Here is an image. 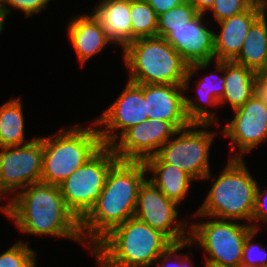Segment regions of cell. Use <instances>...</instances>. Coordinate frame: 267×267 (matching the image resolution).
I'll return each mask as SVG.
<instances>
[{
	"instance_id": "obj_1",
	"label": "cell",
	"mask_w": 267,
	"mask_h": 267,
	"mask_svg": "<svg viewBox=\"0 0 267 267\" xmlns=\"http://www.w3.org/2000/svg\"><path fill=\"white\" fill-rule=\"evenodd\" d=\"M146 173L143 161L118 160L111 167L98 200L80 221L85 245L90 242L88 247L93 248L113 228L134 217Z\"/></svg>"
},
{
	"instance_id": "obj_2",
	"label": "cell",
	"mask_w": 267,
	"mask_h": 267,
	"mask_svg": "<svg viewBox=\"0 0 267 267\" xmlns=\"http://www.w3.org/2000/svg\"><path fill=\"white\" fill-rule=\"evenodd\" d=\"M18 192L0 210L21 232L66 237L87 246L81 237L80 222L66 207L59 186L39 180Z\"/></svg>"
},
{
	"instance_id": "obj_3",
	"label": "cell",
	"mask_w": 267,
	"mask_h": 267,
	"mask_svg": "<svg viewBox=\"0 0 267 267\" xmlns=\"http://www.w3.org/2000/svg\"><path fill=\"white\" fill-rule=\"evenodd\" d=\"M173 243L136 217L113 228L93 248L99 267H149Z\"/></svg>"
},
{
	"instance_id": "obj_4",
	"label": "cell",
	"mask_w": 267,
	"mask_h": 267,
	"mask_svg": "<svg viewBox=\"0 0 267 267\" xmlns=\"http://www.w3.org/2000/svg\"><path fill=\"white\" fill-rule=\"evenodd\" d=\"M257 186L243 158L229 159L194 216L252 223Z\"/></svg>"
},
{
	"instance_id": "obj_5",
	"label": "cell",
	"mask_w": 267,
	"mask_h": 267,
	"mask_svg": "<svg viewBox=\"0 0 267 267\" xmlns=\"http://www.w3.org/2000/svg\"><path fill=\"white\" fill-rule=\"evenodd\" d=\"M128 81L136 84L184 85L189 65L159 36L138 38L124 49Z\"/></svg>"
},
{
	"instance_id": "obj_6",
	"label": "cell",
	"mask_w": 267,
	"mask_h": 267,
	"mask_svg": "<svg viewBox=\"0 0 267 267\" xmlns=\"http://www.w3.org/2000/svg\"><path fill=\"white\" fill-rule=\"evenodd\" d=\"M92 124L88 128L68 127L57 136L43 137L41 180L59 186L104 146L96 123Z\"/></svg>"
},
{
	"instance_id": "obj_7",
	"label": "cell",
	"mask_w": 267,
	"mask_h": 267,
	"mask_svg": "<svg viewBox=\"0 0 267 267\" xmlns=\"http://www.w3.org/2000/svg\"><path fill=\"white\" fill-rule=\"evenodd\" d=\"M208 219L194 223L188 232L189 241L193 245L199 244L207 253L205 266L241 267L245 239L253 230H259L257 224H240L238 221L217 218L210 220V216Z\"/></svg>"
},
{
	"instance_id": "obj_8",
	"label": "cell",
	"mask_w": 267,
	"mask_h": 267,
	"mask_svg": "<svg viewBox=\"0 0 267 267\" xmlns=\"http://www.w3.org/2000/svg\"><path fill=\"white\" fill-rule=\"evenodd\" d=\"M118 160L112 147L104 145L59 185L66 207L79 222L98 200L107 175Z\"/></svg>"
},
{
	"instance_id": "obj_9",
	"label": "cell",
	"mask_w": 267,
	"mask_h": 267,
	"mask_svg": "<svg viewBox=\"0 0 267 267\" xmlns=\"http://www.w3.org/2000/svg\"><path fill=\"white\" fill-rule=\"evenodd\" d=\"M184 85L143 84L148 119L169 122L176 130L195 124H213L214 112L184 96Z\"/></svg>"
},
{
	"instance_id": "obj_10",
	"label": "cell",
	"mask_w": 267,
	"mask_h": 267,
	"mask_svg": "<svg viewBox=\"0 0 267 267\" xmlns=\"http://www.w3.org/2000/svg\"><path fill=\"white\" fill-rule=\"evenodd\" d=\"M212 124H195L177 130L175 139L168 140L156 153L165 163L175 165L194 180L211 178L209 152L215 132L195 129Z\"/></svg>"
},
{
	"instance_id": "obj_11",
	"label": "cell",
	"mask_w": 267,
	"mask_h": 267,
	"mask_svg": "<svg viewBox=\"0 0 267 267\" xmlns=\"http://www.w3.org/2000/svg\"><path fill=\"white\" fill-rule=\"evenodd\" d=\"M43 137L25 145L0 148V201L9 194L41 180Z\"/></svg>"
},
{
	"instance_id": "obj_12",
	"label": "cell",
	"mask_w": 267,
	"mask_h": 267,
	"mask_svg": "<svg viewBox=\"0 0 267 267\" xmlns=\"http://www.w3.org/2000/svg\"><path fill=\"white\" fill-rule=\"evenodd\" d=\"M177 207L179 205L175 201L167 198L149 179H146L139 189L134 217L160 231L173 244H180L189 240L185 232L188 222L176 221L179 214Z\"/></svg>"
},
{
	"instance_id": "obj_13",
	"label": "cell",
	"mask_w": 267,
	"mask_h": 267,
	"mask_svg": "<svg viewBox=\"0 0 267 267\" xmlns=\"http://www.w3.org/2000/svg\"><path fill=\"white\" fill-rule=\"evenodd\" d=\"M204 14L173 30L164 38L189 65L184 89L189 88V80L199 69H205L215 61L214 32L204 26ZM211 62V63H210Z\"/></svg>"
},
{
	"instance_id": "obj_14",
	"label": "cell",
	"mask_w": 267,
	"mask_h": 267,
	"mask_svg": "<svg viewBox=\"0 0 267 267\" xmlns=\"http://www.w3.org/2000/svg\"><path fill=\"white\" fill-rule=\"evenodd\" d=\"M148 120L143 84L128 81L120 96L95 119L103 145L111 146L130 127ZM100 126L105 129H101ZM100 128V129H99ZM120 129V133L116 130Z\"/></svg>"
},
{
	"instance_id": "obj_15",
	"label": "cell",
	"mask_w": 267,
	"mask_h": 267,
	"mask_svg": "<svg viewBox=\"0 0 267 267\" xmlns=\"http://www.w3.org/2000/svg\"><path fill=\"white\" fill-rule=\"evenodd\" d=\"M233 112V120L221 132L232 140L231 151L238 148V154L231 156V159H242L244 153L267 141V106L256 92L242 107Z\"/></svg>"
},
{
	"instance_id": "obj_16",
	"label": "cell",
	"mask_w": 267,
	"mask_h": 267,
	"mask_svg": "<svg viewBox=\"0 0 267 267\" xmlns=\"http://www.w3.org/2000/svg\"><path fill=\"white\" fill-rule=\"evenodd\" d=\"M176 131L167 121L148 119L126 130L111 147L119 160L144 162L156 155Z\"/></svg>"
},
{
	"instance_id": "obj_17",
	"label": "cell",
	"mask_w": 267,
	"mask_h": 267,
	"mask_svg": "<svg viewBox=\"0 0 267 267\" xmlns=\"http://www.w3.org/2000/svg\"><path fill=\"white\" fill-rule=\"evenodd\" d=\"M262 14V9L252 6L219 21L220 33H214L215 61H233L241 52L250 27Z\"/></svg>"
},
{
	"instance_id": "obj_18",
	"label": "cell",
	"mask_w": 267,
	"mask_h": 267,
	"mask_svg": "<svg viewBox=\"0 0 267 267\" xmlns=\"http://www.w3.org/2000/svg\"><path fill=\"white\" fill-rule=\"evenodd\" d=\"M67 31L82 67L90 57L100 52L106 44L112 43L93 14L77 15L70 20Z\"/></svg>"
},
{
	"instance_id": "obj_19",
	"label": "cell",
	"mask_w": 267,
	"mask_h": 267,
	"mask_svg": "<svg viewBox=\"0 0 267 267\" xmlns=\"http://www.w3.org/2000/svg\"><path fill=\"white\" fill-rule=\"evenodd\" d=\"M94 9L92 14L112 43L124 49L132 42L130 0H103Z\"/></svg>"
},
{
	"instance_id": "obj_20",
	"label": "cell",
	"mask_w": 267,
	"mask_h": 267,
	"mask_svg": "<svg viewBox=\"0 0 267 267\" xmlns=\"http://www.w3.org/2000/svg\"><path fill=\"white\" fill-rule=\"evenodd\" d=\"M147 172H152L149 180L169 199L180 205L194 179L175 165L163 162L157 155L144 161Z\"/></svg>"
},
{
	"instance_id": "obj_21",
	"label": "cell",
	"mask_w": 267,
	"mask_h": 267,
	"mask_svg": "<svg viewBox=\"0 0 267 267\" xmlns=\"http://www.w3.org/2000/svg\"><path fill=\"white\" fill-rule=\"evenodd\" d=\"M224 93L219 104L228 102L232 110L242 107L255 93L257 73L234 61H224Z\"/></svg>"
},
{
	"instance_id": "obj_22",
	"label": "cell",
	"mask_w": 267,
	"mask_h": 267,
	"mask_svg": "<svg viewBox=\"0 0 267 267\" xmlns=\"http://www.w3.org/2000/svg\"><path fill=\"white\" fill-rule=\"evenodd\" d=\"M267 16L263 13L250 27L234 62L258 73L267 65Z\"/></svg>"
},
{
	"instance_id": "obj_23",
	"label": "cell",
	"mask_w": 267,
	"mask_h": 267,
	"mask_svg": "<svg viewBox=\"0 0 267 267\" xmlns=\"http://www.w3.org/2000/svg\"><path fill=\"white\" fill-rule=\"evenodd\" d=\"M20 98L12 99L0 107V148L25 145L24 116Z\"/></svg>"
},
{
	"instance_id": "obj_24",
	"label": "cell",
	"mask_w": 267,
	"mask_h": 267,
	"mask_svg": "<svg viewBox=\"0 0 267 267\" xmlns=\"http://www.w3.org/2000/svg\"><path fill=\"white\" fill-rule=\"evenodd\" d=\"M130 18L132 41L156 36L158 16L146 0H130Z\"/></svg>"
},
{
	"instance_id": "obj_25",
	"label": "cell",
	"mask_w": 267,
	"mask_h": 267,
	"mask_svg": "<svg viewBox=\"0 0 267 267\" xmlns=\"http://www.w3.org/2000/svg\"><path fill=\"white\" fill-rule=\"evenodd\" d=\"M198 14L195 7L184 1L158 16L156 36L165 38L173 28L185 25V23L195 18Z\"/></svg>"
},
{
	"instance_id": "obj_26",
	"label": "cell",
	"mask_w": 267,
	"mask_h": 267,
	"mask_svg": "<svg viewBox=\"0 0 267 267\" xmlns=\"http://www.w3.org/2000/svg\"><path fill=\"white\" fill-rule=\"evenodd\" d=\"M216 66L220 72L222 71L223 76L219 74L215 76L214 73H211L210 75L204 77V79H200L198 81L199 83L197 84L198 85L197 91H198L199 97L193 98L195 100L199 99L198 101L200 102L203 101V103H207L208 105H211V106H216L217 104H219V101L221 97L223 96L224 89H225L224 87V84H225L224 61L216 60ZM216 77L218 78L217 80H216Z\"/></svg>"
},
{
	"instance_id": "obj_27",
	"label": "cell",
	"mask_w": 267,
	"mask_h": 267,
	"mask_svg": "<svg viewBox=\"0 0 267 267\" xmlns=\"http://www.w3.org/2000/svg\"><path fill=\"white\" fill-rule=\"evenodd\" d=\"M36 256L27 243L19 241L0 255V267H36Z\"/></svg>"
},
{
	"instance_id": "obj_28",
	"label": "cell",
	"mask_w": 267,
	"mask_h": 267,
	"mask_svg": "<svg viewBox=\"0 0 267 267\" xmlns=\"http://www.w3.org/2000/svg\"><path fill=\"white\" fill-rule=\"evenodd\" d=\"M257 232L253 230L245 239L241 267H263L267 265L265 247L252 242Z\"/></svg>"
},
{
	"instance_id": "obj_29",
	"label": "cell",
	"mask_w": 267,
	"mask_h": 267,
	"mask_svg": "<svg viewBox=\"0 0 267 267\" xmlns=\"http://www.w3.org/2000/svg\"><path fill=\"white\" fill-rule=\"evenodd\" d=\"M252 5L247 0H214L210 11L217 22L247 11Z\"/></svg>"
},
{
	"instance_id": "obj_30",
	"label": "cell",
	"mask_w": 267,
	"mask_h": 267,
	"mask_svg": "<svg viewBox=\"0 0 267 267\" xmlns=\"http://www.w3.org/2000/svg\"><path fill=\"white\" fill-rule=\"evenodd\" d=\"M192 245V242L189 240L180 244H173L156 260L155 263L157 264V267H195L188 255L183 256L185 257H182L183 260L178 258L182 253L177 255L178 251L187 246L191 247ZM171 256H173V258H171Z\"/></svg>"
},
{
	"instance_id": "obj_31",
	"label": "cell",
	"mask_w": 267,
	"mask_h": 267,
	"mask_svg": "<svg viewBox=\"0 0 267 267\" xmlns=\"http://www.w3.org/2000/svg\"><path fill=\"white\" fill-rule=\"evenodd\" d=\"M50 0H4L3 2V14L5 18L11 13L7 6L17 8L25 13L26 17L39 13L42 9L47 7ZM7 5V6H6Z\"/></svg>"
},
{
	"instance_id": "obj_32",
	"label": "cell",
	"mask_w": 267,
	"mask_h": 267,
	"mask_svg": "<svg viewBox=\"0 0 267 267\" xmlns=\"http://www.w3.org/2000/svg\"><path fill=\"white\" fill-rule=\"evenodd\" d=\"M260 191L261 190L259 189V184H258L257 189H256L255 208H254V213L252 216V221L267 222V205H266L267 189L261 192Z\"/></svg>"
},
{
	"instance_id": "obj_33",
	"label": "cell",
	"mask_w": 267,
	"mask_h": 267,
	"mask_svg": "<svg viewBox=\"0 0 267 267\" xmlns=\"http://www.w3.org/2000/svg\"><path fill=\"white\" fill-rule=\"evenodd\" d=\"M184 1L185 0H146L149 6L155 11L157 16L180 5Z\"/></svg>"
},
{
	"instance_id": "obj_34",
	"label": "cell",
	"mask_w": 267,
	"mask_h": 267,
	"mask_svg": "<svg viewBox=\"0 0 267 267\" xmlns=\"http://www.w3.org/2000/svg\"><path fill=\"white\" fill-rule=\"evenodd\" d=\"M196 8L199 14L206 13L214 4V0H185Z\"/></svg>"
},
{
	"instance_id": "obj_35",
	"label": "cell",
	"mask_w": 267,
	"mask_h": 267,
	"mask_svg": "<svg viewBox=\"0 0 267 267\" xmlns=\"http://www.w3.org/2000/svg\"><path fill=\"white\" fill-rule=\"evenodd\" d=\"M256 92L267 106V88H265L258 80L256 82Z\"/></svg>"
},
{
	"instance_id": "obj_36",
	"label": "cell",
	"mask_w": 267,
	"mask_h": 267,
	"mask_svg": "<svg viewBox=\"0 0 267 267\" xmlns=\"http://www.w3.org/2000/svg\"><path fill=\"white\" fill-rule=\"evenodd\" d=\"M257 80L267 88V65L257 73Z\"/></svg>"
},
{
	"instance_id": "obj_37",
	"label": "cell",
	"mask_w": 267,
	"mask_h": 267,
	"mask_svg": "<svg viewBox=\"0 0 267 267\" xmlns=\"http://www.w3.org/2000/svg\"><path fill=\"white\" fill-rule=\"evenodd\" d=\"M252 6L262 9L266 4L267 0H247Z\"/></svg>"
},
{
	"instance_id": "obj_38",
	"label": "cell",
	"mask_w": 267,
	"mask_h": 267,
	"mask_svg": "<svg viewBox=\"0 0 267 267\" xmlns=\"http://www.w3.org/2000/svg\"><path fill=\"white\" fill-rule=\"evenodd\" d=\"M5 20L6 18L3 14L2 7H0V33L4 30Z\"/></svg>"
},
{
	"instance_id": "obj_39",
	"label": "cell",
	"mask_w": 267,
	"mask_h": 267,
	"mask_svg": "<svg viewBox=\"0 0 267 267\" xmlns=\"http://www.w3.org/2000/svg\"><path fill=\"white\" fill-rule=\"evenodd\" d=\"M267 10V4L262 8V13H266Z\"/></svg>"
},
{
	"instance_id": "obj_40",
	"label": "cell",
	"mask_w": 267,
	"mask_h": 267,
	"mask_svg": "<svg viewBox=\"0 0 267 267\" xmlns=\"http://www.w3.org/2000/svg\"><path fill=\"white\" fill-rule=\"evenodd\" d=\"M4 0H0V7H3Z\"/></svg>"
}]
</instances>
